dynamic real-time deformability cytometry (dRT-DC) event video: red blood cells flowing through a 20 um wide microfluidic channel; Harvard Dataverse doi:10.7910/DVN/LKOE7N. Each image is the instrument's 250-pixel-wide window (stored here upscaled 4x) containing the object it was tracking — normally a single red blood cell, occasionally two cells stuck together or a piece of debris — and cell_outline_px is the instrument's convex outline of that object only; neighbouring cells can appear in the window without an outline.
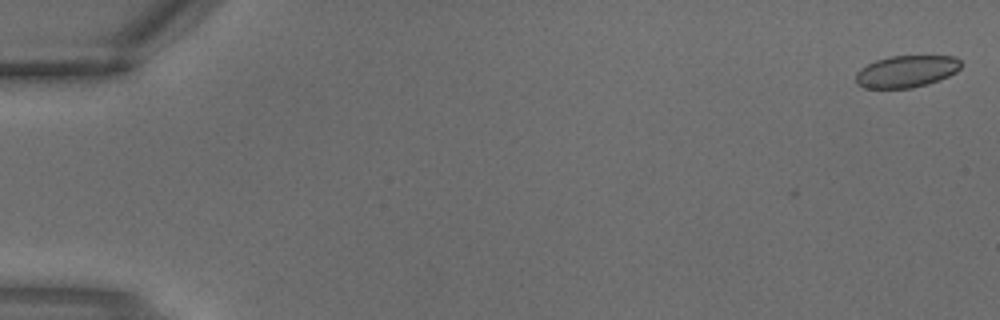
{"species": "common noctule bat (a hibernating species)", "species_latin": "Nyctalus noctula", "temperature_condition": "warm", "stored_images_in_passage": 3, "camera_frame_rate_fps": 3000, "um_per_image_px": 0.085, "animal": {"sex": "male", "body_mass_g": 18.8}, "frame": {"image": 1, "passage_image": 1, "time_ms": 0.0, "image_size_px": [1000, 320], "cell_outline_px": [[964, 64], [956, 72], [948, 76], [928, 84], [912, 88], [864, 88], [856, 84], [856, 72], [860, 68], [876, 60], [888, 56], [956, 56]], "centroid_in_image_um": [77.05, 6.07], "position_along_channel_um": 7.9, "area_um2": 19.77}}
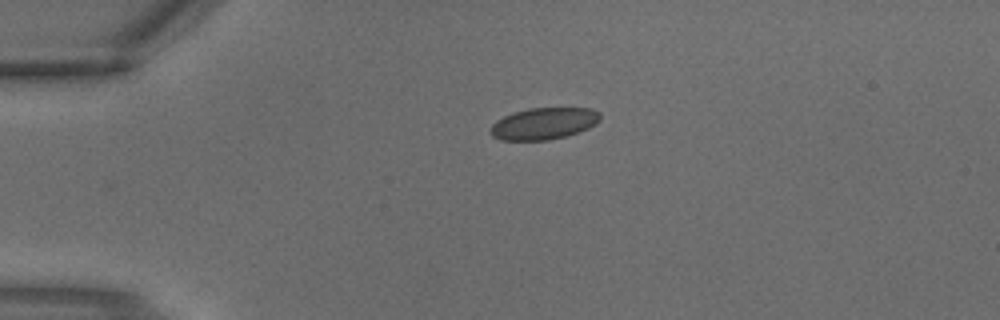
{"frame": {"image": 2, "passage_image": 3, "time_ms": 0.667, "image_size_px": [1000, 320], "cell_outline_px": [[600, 120], [596, 124], [580, 132], [568, 136], [548, 140], [500, 140], [492, 136], [492, 124], [496, 120], [504, 116], [528, 108], [592, 108], [600, 112]], "centroid_in_image_um": [46.27, 10.5], "position_along_channel_um": 38.7, "area_um2": 20.35}}